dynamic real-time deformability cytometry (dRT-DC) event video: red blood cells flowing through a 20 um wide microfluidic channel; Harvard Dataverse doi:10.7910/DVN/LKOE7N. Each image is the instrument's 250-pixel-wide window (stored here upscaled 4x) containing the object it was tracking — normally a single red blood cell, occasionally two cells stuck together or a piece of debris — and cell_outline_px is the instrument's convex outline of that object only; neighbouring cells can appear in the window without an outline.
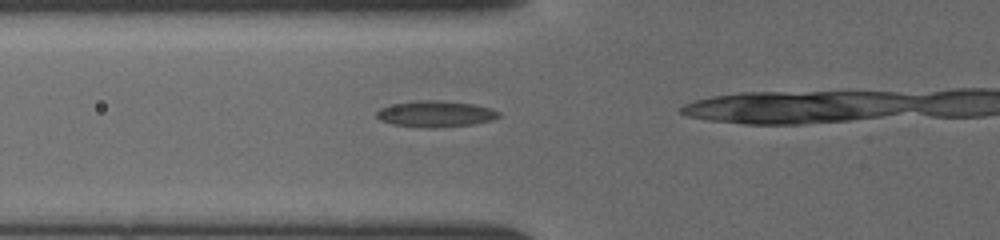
{"species": "common noctule bat (a hibernating species)", "species_latin": "Nyctalus noctula", "temperature_condition": "cold", "stored_images_in_passage": 5, "camera_frame_rate_fps": 3000, "um_per_image_px": 0.085, "animal": {"sex": "female", "body_mass_g": 19.5, "forearm_length_mm": 54.1}, "frame": {"image": 1, "passage_image": 2, "time_ms": 0.667, "image_size_px": [1000, 240], "cell_outline_px": [[500, 116], [488, 120], [472, 124], [436, 128], [424, 128], [392, 124], [380, 120], [376, 116], [376, 112], [380, 108], [396, 104], [424, 100], [432, 100], [472, 104], [492, 108], [500, 112]], "centroid_in_image_um": [37.01, 9.7], "position_along_channel_um": 88.8, "area_um2": 18.32}}
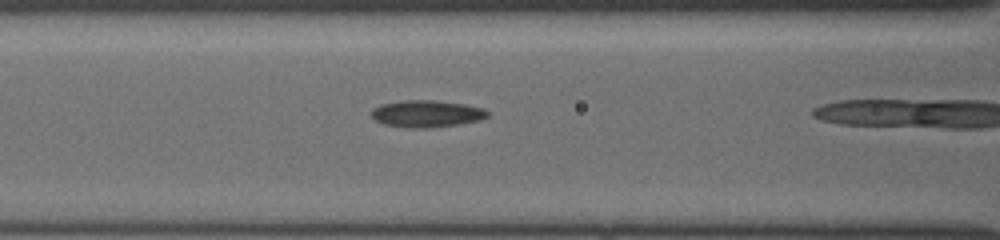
{"frame": {"image": 2, "passage_image": 4, "time_ms": 1.667, "image_size_px": [1000, 240], "cell_outline_px": [[488, 116], [480, 120], [456, 124], [424, 128], [408, 128], [384, 124], [376, 120], [372, 116], [372, 112], [376, 108], [384, 104], [400, 100], [432, 100], [464, 104], [484, 108], [488, 112]], "centroid_in_image_um": [36.29, 9.66], "position_along_channel_um": 130.3, "area_um2": 17.92}}